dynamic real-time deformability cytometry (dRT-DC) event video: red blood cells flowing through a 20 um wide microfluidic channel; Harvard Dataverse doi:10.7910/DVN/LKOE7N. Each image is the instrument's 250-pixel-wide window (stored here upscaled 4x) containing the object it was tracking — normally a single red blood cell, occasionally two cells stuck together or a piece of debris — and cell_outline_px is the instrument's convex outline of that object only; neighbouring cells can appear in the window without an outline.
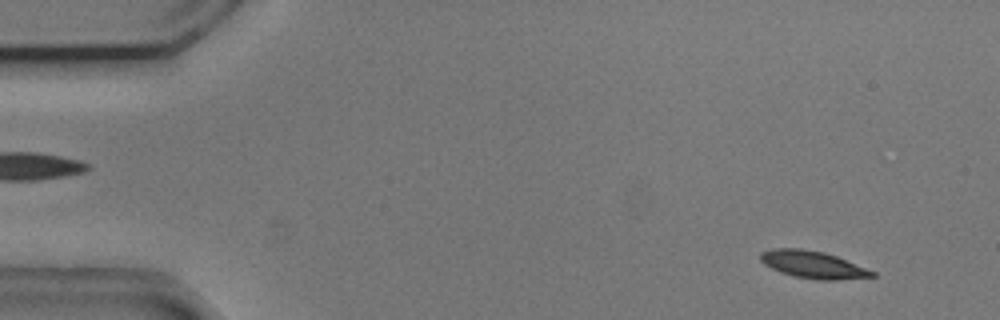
{"species": "common noctule bat (a hibernating species)", "species_latin": "Nyctalus noctula", "temperature_condition": "cold", "stored_images_in_passage": 54, "camera_frame_rate_fps": 3000, "um_per_image_px": 0.085, "animal": {"sex": "male", "body_mass_g": 20.5, "forearm_length_mm": 52.5}, "frame": {"image": 1, "passage_image": 4, "time_ms": 1.0, "image_size_px": [1000, 320], "cell_outline_px": [[876, 276], [840, 280], [816, 280], [796, 276], [780, 272], [764, 264], [760, 260], [760, 252], [772, 248], [800, 248], [824, 252], [836, 256], [876, 272]], "centroid_in_image_um": [69.09, 22.49], "position_along_channel_um": 15.9, "area_um2": 17.74}}
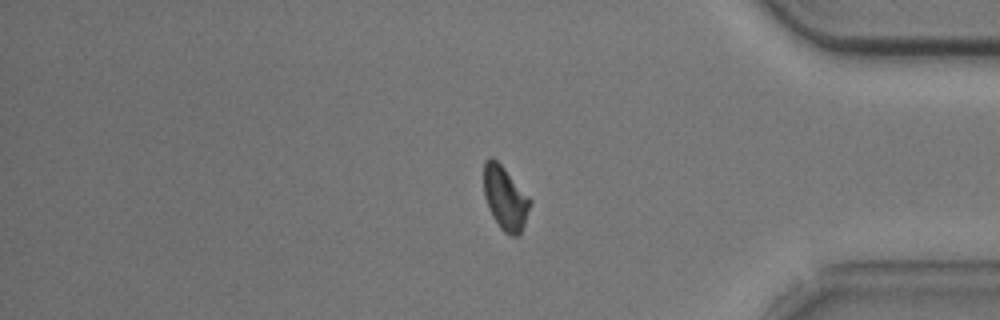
{"frame": {"image": 2, "passage_image": 45, "time_ms": 14.667, "image_size_px": [1000, 320], "cell_outline_px": [[532, 200], [520, 236], [512, 236], [504, 232], [500, 228], [492, 216], [488, 208], [484, 196], [484, 160], [492, 156], [504, 168]], "centroid_in_image_um": [42.93, 16.85], "position_along_channel_um": 392.3, "area_um2": 17.11}}
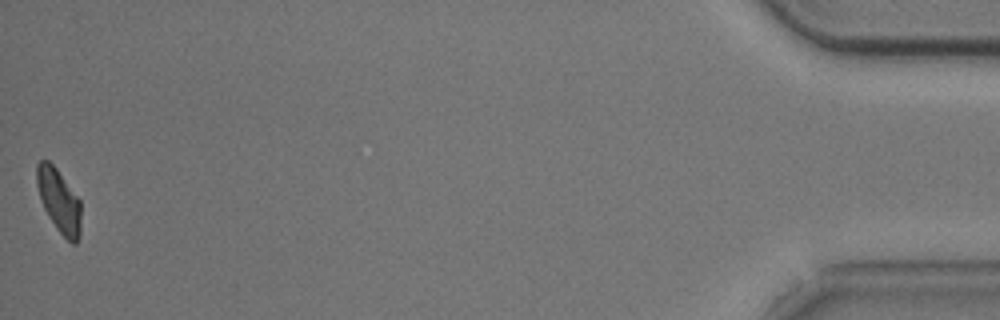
{"frame": {"image": 3, "passage_image": 54, "time_ms": 17.667, "image_size_px": [1000, 320], "cell_outline_px": [[80, 236], [76, 244], [72, 244], [56, 228], [48, 216], [40, 200], [36, 184], [36, 164], [40, 160], [48, 160], [56, 168], [80, 200]], "centroid_in_image_um": [4.99, 17.06], "position_along_channel_um": 430.2, "area_um2": 16.36}, "authors_computed_cell_mechanics": {"area_um2": 17.8024, "velocity_mm_per_s": 3.6846, "shape_relaxation_time_tau1_ms": 2.708, "shape_relaxation_time_tau2_ms": null, "deformation_change_tau1": 0.0992, "deformation_change_tau2": null}}